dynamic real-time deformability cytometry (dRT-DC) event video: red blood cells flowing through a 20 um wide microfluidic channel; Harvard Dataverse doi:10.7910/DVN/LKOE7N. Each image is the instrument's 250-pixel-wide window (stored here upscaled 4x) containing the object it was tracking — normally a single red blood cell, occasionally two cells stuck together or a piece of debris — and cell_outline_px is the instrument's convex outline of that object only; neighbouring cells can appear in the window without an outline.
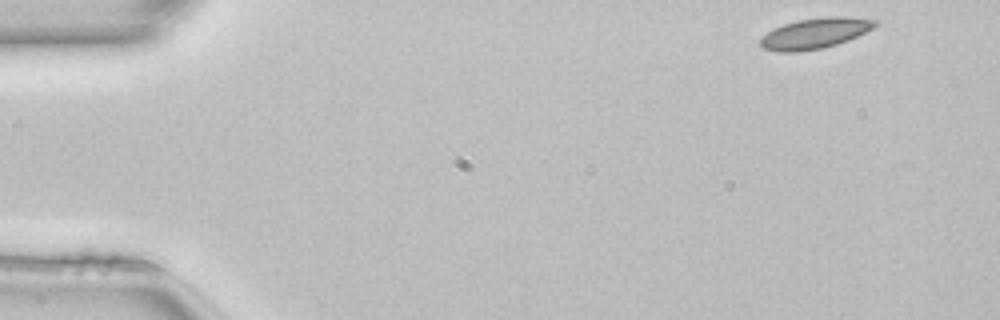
{"species": "common noctule bat (a hibernating species)", "species_latin": "Nyctalus noctula", "temperature_condition": "room temperature", "stored_images_in_passage": 47, "camera_frame_rate_fps": 3000, "um_per_image_px": 0.085, "animal": {"sex": "female", "body_mass_g": 22.7, "forearm_length_mm": 54.2}, "frame": {"image": 1, "passage_image": 1, "time_ms": 0.0, "image_size_px": [1000, 320], "cell_outline_px": [[880, 24], [848, 40], [836, 44], [820, 48], [800, 52], [780, 52], [764, 48], [760, 44], [760, 36], [784, 24], [796, 20], [828, 16], [844, 16], [880, 20]], "centroid_in_image_um": [69.29, 2.82], "position_along_channel_um": 15.7, "area_um2": 20.4}}
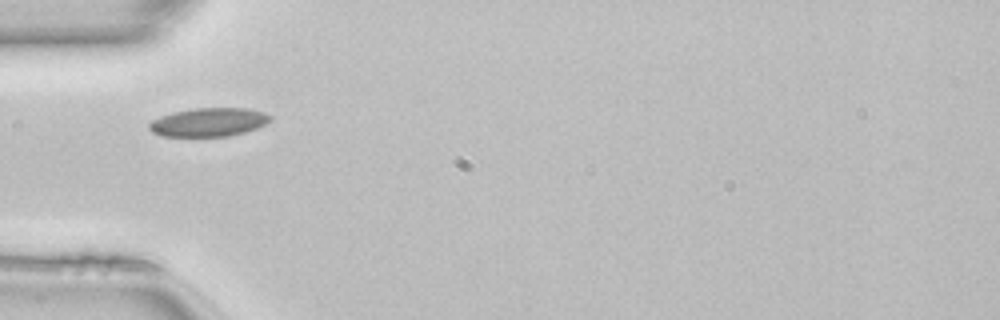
{"frame": {"image": 2, "passage_image": 13, "time_ms": 4.0, "image_size_px": [1000, 320], "cell_outline_px": [[272, 120], [256, 128], [244, 132], [228, 136], [160, 136], [152, 132], [148, 128], [148, 124], [152, 120], [160, 116], [172, 112], [196, 108], [248, 108], [264, 112], [272, 116]], "centroid_in_image_um": [17.73, 10.38], "position_along_channel_um": 67.3, "area_um2": 20.23}}
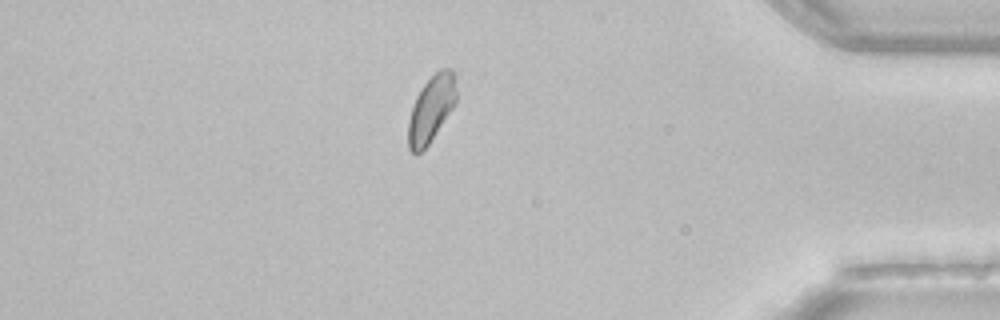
{"frame": {"image": 3, "passage_image": 40, "time_ms": 13.0, "image_size_px": [1000, 320], "cell_outline_px": [[456, 100], [452, 108], [428, 144], [420, 152], [412, 152], [408, 148], [408, 120], [416, 96], [424, 84], [440, 68], [452, 68], [456, 72]], "centroid_in_image_um": [36.66, 9.2], "position_along_channel_um": 398.5, "area_um2": 18.38}, "authors_computed_cell_mechanics": {"area_um2": 19.652, "velocity_mm_per_s": 4.0928, "shape_relaxation_time_tau1_ms": 6.5317, "shape_relaxation_time_tau2_ms": 4.779, "deformation_change_tau1": 0.1107, "deformation_change_tau2": 0.0562}}